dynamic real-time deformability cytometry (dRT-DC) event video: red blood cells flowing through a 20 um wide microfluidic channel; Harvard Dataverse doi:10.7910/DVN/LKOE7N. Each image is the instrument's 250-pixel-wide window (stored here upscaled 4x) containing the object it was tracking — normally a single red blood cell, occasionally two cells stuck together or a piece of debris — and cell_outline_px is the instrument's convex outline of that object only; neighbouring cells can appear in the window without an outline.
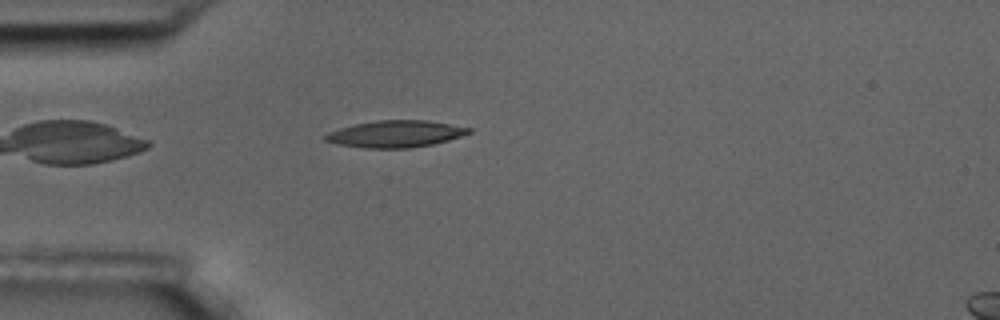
{"species": "common noctule bat (a hibernating species)", "species_latin": "Nyctalus noctula", "temperature_condition": "room temperature", "stored_images_in_passage": 5, "camera_frame_rate_fps": 3000, "um_per_image_px": 0.085, "animal": {"sex": "male", "body_mass_g": 17.5, "forearm_length_mm": 52.3}, "frame": {"image": 1, "passage_image": 5, "time_ms": 4.667, "image_size_px": [1000, 320], "cell_outline_px": [[472, 132], [448, 140], [432, 144], [408, 148], [364, 148], [336, 144], [324, 140], [320, 136], [328, 132], [340, 128], [356, 124], [376, 120], [428, 120], [472, 128]], "centroid_in_image_um": [33.58, 11.38], "position_along_channel_um": 51.4, "area_um2": 22.48}}